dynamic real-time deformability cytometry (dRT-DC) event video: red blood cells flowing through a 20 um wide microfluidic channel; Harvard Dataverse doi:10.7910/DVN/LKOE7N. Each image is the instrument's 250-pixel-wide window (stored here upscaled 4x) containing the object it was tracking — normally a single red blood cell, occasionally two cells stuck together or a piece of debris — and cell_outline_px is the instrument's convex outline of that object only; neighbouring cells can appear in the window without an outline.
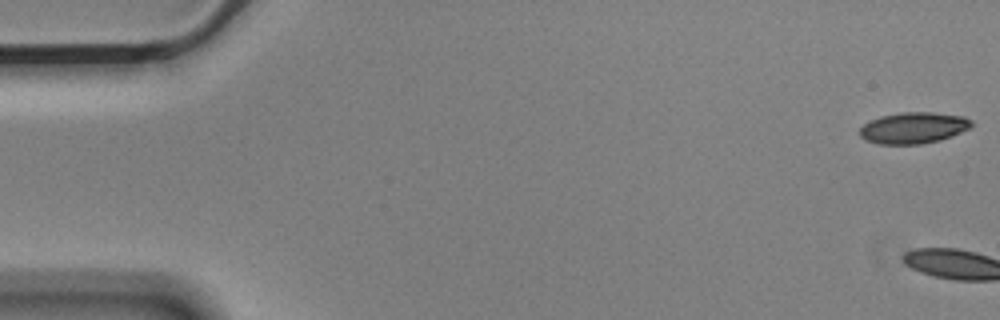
{"species": "Egyptian fruit bat (a non-hibernating species)", "species_latin": "Rousettus aegyptiacus", "temperature_condition": "cold", "stored_images_in_passage": 3, "camera_frame_rate_fps": 3000, "um_per_image_px": 0.085, "animal": {"sex": "male"}, "frame": {"image": 1, "passage_image": 1, "time_ms": 0.0, "image_size_px": [1000, 320], "cell_outline_px": [[972, 124], [968, 128], [952, 136], [940, 140], [920, 144], [876, 144], [860, 136], [860, 128], [864, 124], [872, 120], [884, 116], [900, 112], [932, 112], [964, 116], [972, 120]], "centroid_in_image_um": [77.66, 10.87], "position_along_channel_um": 7.3, "area_um2": 20.17}}